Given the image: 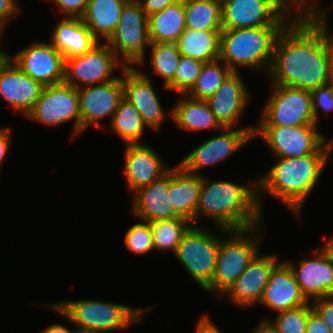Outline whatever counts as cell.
<instances>
[{"label": "cell", "mask_w": 333, "mask_h": 333, "mask_svg": "<svg viewBox=\"0 0 333 333\" xmlns=\"http://www.w3.org/2000/svg\"><path fill=\"white\" fill-rule=\"evenodd\" d=\"M150 64L153 67L150 75H159L163 79V88L174 79L181 57L176 43H150Z\"/></svg>", "instance_id": "obj_35"}, {"label": "cell", "mask_w": 333, "mask_h": 333, "mask_svg": "<svg viewBox=\"0 0 333 333\" xmlns=\"http://www.w3.org/2000/svg\"><path fill=\"white\" fill-rule=\"evenodd\" d=\"M26 118L49 127L73 121L71 139L81 135V113L77 89L65 82L44 86L40 97Z\"/></svg>", "instance_id": "obj_13"}, {"label": "cell", "mask_w": 333, "mask_h": 333, "mask_svg": "<svg viewBox=\"0 0 333 333\" xmlns=\"http://www.w3.org/2000/svg\"><path fill=\"white\" fill-rule=\"evenodd\" d=\"M222 30L187 29L176 41L182 56L199 60L203 63L219 59L220 33Z\"/></svg>", "instance_id": "obj_30"}, {"label": "cell", "mask_w": 333, "mask_h": 333, "mask_svg": "<svg viewBox=\"0 0 333 333\" xmlns=\"http://www.w3.org/2000/svg\"><path fill=\"white\" fill-rule=\"evenodd\" d=\"M310 92L315 123L319 125L318 121L320 120L318 116L322 114L328 117L329 113L333 111V82L317 87Z\"/></svg>", "instance_id": "obj_39"}, {"label": "cell", "mask_w": 333, "mask_h": 333, "mask_svg": "<svg viewBox=\"0 0 333 333\" xmlns=\"http://www.w3.org/2000/svg\"><path fill=\"white\" fill-rule=\"evenodd\" d=\"M78 333H101V332H78Z\"/></svg>", "instance_id": "obj_56"}, {"label": "cell", "mask_w": 333, "mask_h": 333, "mask_svg": "<svg viewBox=\"0 0 333 333\" xmlns=\"http://www.w3.org/2000/svg\"><path fill=\"white\" fill-rule=\"evenodd\" d=\"M49 1V0H48ZM56 4L63 17L81 18L86 11L89 0H51Z\"/></svg>", "instance_id": "obj_41"}, {"label": "cell", "mask_w": 333, "mask_h": 333, "mask_svg": "<svg viewBox=\"0 0 333 333\" xmlns=\"http://www.w3.org/2000/svg\"><path fill=\"white\" fill-rule=\"evenodd\" d=\"M260 252L254 256L222 298L226 296L230 303L244 309H249L260 302L270 274L279 263L277 254L261 255Z\"/></svg>", "instance_id": "obj_19"}, {"label": "cell", "mask_w": 333, "mask_h": 333, "mask_svg": "<svg viewBox=\"0 0 333 333\" xmlns=\"http://www.w3.org/2000/svg\"><path fill=\"white\" fill-rule=\"evenodd\" d=\"M210 319L209 315L201 316L196 324L195 333H222Z\"/></svg>", "instance_id": "obj_47"}, {"label": "cell", "mask_w": 333, "mask_h": 333, "mask_svg": "<svg viewBox=\"0 0 333 333\" xmlns=\"http://www.w3.org/2000/svg\"><path fill=\"white\" fill-rule=\"evenodd\" d=\"M310 302L297 308L277 313L271 319H262L260 323L267 326L273 333H306L309 314L312 312Z\"/></svg>", "instance_id": "obj_36"}, {"label": "cell", "mask_w": 333, "mask_h": 333, "mask_svg": "<svg viewBox=\"0 0 333 333\" xmlns=\"http://www.w3.org/2000/svg\"><path fill=\"white\" fill-rule=\"evenodd\" d=\"M138 220L140 222L133 224L127 230L124 244L129 251L140 255L154 250V245L150 222L142 219Z\"/></svg>", "instance_id": "obj_38"}, {"label": "cell", "mask_w": 333, "mask_h": 333, "mask_svg": "<svg viewBox=\"0 0 333 333\" xmlns=\"http://www.w3.org/2000/svg\"><path fill=\"white\" fill-rule=\"evenodd\" d=\"M277 159L266 173L257 177L259 207L262 211L263 196L267 193L300 216L308 196L318 185L330 154Z\"/></svg>", "instance_id": "obj_3"}, {"label": "cell", "mask_w": 333, "mask_h": 333, "mask_svg": "<svg viewBox=\"0 0 333 333\" xmlns=\"http://www.w3.org/2000/svg\"><path fill=\"white\" fill-rule=\"evenodd\" d=\"M121 73L123 97L136 107L148 128L160 130L166 113L152 85L151 77H147L136 67H126Z\"/></svg>", "instance_id": "obj_18"}, {"label": "cell", "mask_w": 333, "mask_h": 333, "mask_svg": "<svg viewBox=\"0 0 333 333\" xmlns=\"http://www.w3.org/2000/svg\"><path fill=\"white\" fill-rule=\"evenodd\" d=\"M202 175V186L196 211L199 217L209 218L218 233L248 229L263 222V211L258 204L257 178L247 185L232 181H209Z\"/></svg>", "instance_id": "obj_2"}, {"label": "cell", "mask_w": 333, "mask_h": 333, "mask_svg": "<svg viewBox=\"0 0 333 333\" xmlns=\"http://www.w3.org/2000/svg\"><path fill=\"white\" fill-rule=\"evenodd\" d=\"M251 333H273L267 326L259 323Z\"/></svg>", "instance_id": "obj_52"}, {"label": "cell", "mask_w": 333, "mask_h": 333, "mask_svg": "<svg viewBox=\"0 0 333 333\" xmlns=\"http://www.w3.org/2000/svg\"><path fill=\"white\" fill-rule=\"evenodd\" d=\"M9 58L43 86L64 82V56L50 42L35 41Z\"/></svg>", "instance_id": "obj_15"}, {"label": "cell", "mask_w": 333, "mask_h": 333, "mask_svg": "<svg viewBox=\"0 0 333 333\" xmlns=\"http://www.w3.org/2000/svg\"><path fill=\"white\" fill-rule=\"evenodd\" d=\"M311 255L310 259H299L298 264L285 260L309 302L333 295V258L322 245L313 249Z\"/></svg>", "instance_id": "obj_17"}, {"label": "cell", "mask_w": 333, "mask_h": 333, "mask_svg": "<svg viewBox=\"0 0 333 333\" xmlns=\"http://www.w3.org/2000/svg\"><path fill=\"white\" fill-rule=\"evenodd\" d=\"M253 136L254 139L260 136L276 158H300L333 151V138L328 140L318 131V125L255 127Z\"/></svg>", "instance_id": "obj_7"}, {"label": "cell", "mask_w": 333, "mask_h": 333, "mask_svg": "<svg viewBox=\"0 0 333 333\" xmlns=\"http://www.w3.org/2000/svg\"><path fill=\"white\" fill-rule=\"evenodd\" d=\"M154 249L171 251L175 255L183 236L193 223L181 218H171L150 222Z\"/></svg>", "instance_id": "obj_33"}, {"label": "cell", "mask_w": 333, "mask_h": 333, "mask_svg": "<svg viewBox=\"0 0 333 333\" xmlns=\"http://www.w3.org/2000/svg\"><path fill=\"white\" fill-rule=\"evenodd\" d=\"M328 239V240H327ZM326 239V242L322 245L333 258V234Z\"/></svg>", "instance_id": "obj_51"}, {"label": "cell", "mask_w": 333, "mask_h": 333, "mask_svg": "<svg viewBox=\"0 0 333 333\" xmlns=\"http://www.w3.org/2000/svg\"><path fill=\"white\" fill-rule=\"evenodd\" d=\"M2 38H0V43ZM9 54L6 53L5 50H2V48L0 47V66L8 59Z\"/></svg>", "instance_id": "obj_53"}, {"label": "cell", "mask_w": 333, "mask_h": 333, "mask_svg": "<svg viewBox=\"0 0 333 333\" xmlns=\"http://www.w3.org/2000/svg\"><path fill=\"white\" fill-rule=\"evenodd\" d=\"M122 0H89L81 19L93 36L106 42L113 34L123 11Z\"/></svg>", "instance_id": "obj_28"}, {"label": "cell", "mask_w": 333, "mask_h": 333, "mask_svg": "<svg viewBox=\"0 0 333 333\" xmlns=\"http://www.w3.org/2000/svg\"><path fill=\"white\" fill-rule=\"evenodd\" d=\"M42 333H78L77 329L69 330L65 325L59 323H54L42 330Z\"/></svg>", "instance_id": "obj_50"}, {"label": "cell", "mask_w": 333, "mask_h": 333, "mask_svg": "<svg viewBox=\"0 0 333 333\" xmlns=\"http://www.w3.org/2000/svg\"><path fill=\"white\" fill-rule=\"evenodd\" d=\"M232 72L220 59L204 63L200 76L187 95L193 99L207 100Z\"/></svg>", "instance_id": "obj_34"}, {"label": "cell", "mask_w": 333, "mask_h": 333, "mask_svg": "<svg viewBox=\"0 0 333 333\" xmlns=\"http://www.w3.org/2000/svg\"><path fill=\"white\" fill-rule=\"evenodd\" d=\"M254 130L255 125H246L240 128L223 127L222 133L199 144L185 155L177 165L186 172L200 176L202 175V173L200 174L201 170L216 166L245 147L250 140L254 139Z\"/></svg>", "instance_id": "obj_14"}, {"label": "cell", "mask_w": 333, "mask_h": 333, "mask_svg": "<svg viewBox=\"0 0 333 333\" xmlns=\"http://www.w3.org/2000/svg\"><path fill=\"white\" fill-rule=\"evenodd\" d=\"M297 14L283 0L221 1L222 29L286 26Z\"/></svg>", "instance_id": "obj_8"}, {"label": "cell", "mask_w": 333, "mask_h": 333, "mask_svg": "<svg viewBox=\"0 0 333 333\" xmlns=\"http://www.w3.org/2000/svg\"><path fill=\"white\" fill-rule=\"evenodd\" d=\"M148 29L152 43H176L186 30L185 0L149 15Z\"/></svg>", "instance_id": "obj_29"}, {"label": "cell", "mask_w": 333, "mask_h": 333, "mask_svg": "<svg viewBox=\"0 0 333 333\" xmlns=\"http://www.w3.org/2000/svg\"><path fill=\"white\" fill-rule=\"evenodd\" d=\"M126 4H139L141 0H122Z\"/></svg>", "instance_id": "obj_54"}, {"label": "cell", "mask_w": 333, "mask_h": 333, "mask_svg": "<svg viewBox=\"0 0 333 333\" xmlns=\"http://www.w3.org/2000/svg\"><path fill=\"white\" fill-rule=\"evenodd\" d=\"M308 303L289 264L279 262L270 274L259 304L280 313Z\"/></svg>", "instance_id": "obj_23"}, {"label": "cell", "mask_w": 333, "mask_h": 333, "mask_svg": "<svg viewBox=\"0 0 333 333\" xmlns=\"http://www.w3.org/2000/svg\"><path fill=\"white\" fill-rule=\"evenodd\" d=\"M109 124L111 131L124 144L144 143L141 142L144 130L149 129L136 107L124 97L119 102Z\"/></svg>", "instance_id": "obj_31"}, {"label": "cell", "mask_w": 333, "mask_h": 333, "mask_svg": "<svg viewBox=\"0 0 333 333\" xmlns=\"http://www.w3.org/2000/svg\"><path fill=\"white\" fill-rule=\"evenodd\" d=\"M12 138L10 127H0V168L11 148Z\"/></svg>", "instance_id": "obj_46"}, {"label": "cell", "mask_w": 333, "mask_h": 333, "mask_svg": "<svg viewBox=\"0 0 333 333\" xmlns=\"http://www.w3.org/2000/svg\"><path fill=\"white\" fill-rule=\"evenodd\" d=\"M202 186V175L184 171L179 165L169 170L168 200L174 213L196 226V211Z\"/></svg>", "instance_id": "obj_24"}, {"label": "cell", "mask_w": 333, "mask_h": 333, "mask_svg": "<svg viewBox=\"0 0 333 333\" xmlns=\"http://www.w3.org/2000/svg\"><path fill=\"white\" fill-rule=\"evenodd\" d=\"M169 171L148 186L134 192L132 214L148 222L178 217L168 200Z\"/></svg>", "instance_id": "obj_25"}, {"label": "cell", "mask_w": 333, "mask_h": 333, "mask_svg": "<svg viewBox=\"0 0 333 333\" xmlns=\"http://www.w3.org/2000/svg\"><path fill=\"white\" fill-rule=\"evenodd\" d=\"M312 310L327 324L333 333V295L314 299L310 302Z\"/></svg>", "instance_id": "obj_40"}, {"label": "cell", "mask_w": 333, "mask_h": 333, "mask_svg": "<svg viewBox=\"0 0 333 333\" xmlns=\"http://www.w3.org/2000/svg\"><path fill=\"white\" fill-rule=\"evenodd\" d=\"M18 0H0V28L4 31L9 21L21 13Z\"/></svg>", "instance_id": "obj_42"}, {"label": "cell", "mask_w": 333, "mask_h": 333, "mask_svg": "<svg viewBox=\"0 0 333 333\" xmlns=\"http://www.w3.org/2000/svg\"><path fill=\"white\" fill-rule=\"evenodd\" d=\"M3 33H4V31L0 28V38H1V37H4V36H3Z\"/></svg>", "instance_id": "obj_55"}, {"label": "cell", "mask_w": 333, "mask_h": 333, "mask_svg": "<svg viewBox=\"0 0 333 333\" xmlns=\"http://www.w3.org/2000/svg\"><path fill=\"white\" fill-rule=\"evenodd\" d=\"M52 32L50 43L64 59L88 52L99 42L81 18L63 17Z\"/></svg>", "instance_id": "obj_26"}, {"label": "cell", "mask_w": 333, "mask_h": 333, "mask_svg": "<svg viewBox=\"0 0 333 333\" xmlns=\"http://www.w3.org/2000/svg\"><path fill=\"white\" fill-rule=\"evenodd\" d=\"M182 0H141L140 5L144 13L149 16L163 10L165 7L178 3Z\"/></svg>", "instance_id": "obj_44"}, {"label": "cell", "mask_w": 333, "mask_h": 333, "mask_svg": "<svg viewBox=\"0 0 333 333\" xmlns=\"http://www.w3.org/2000/svg\"><path fill=\"white\" fill-rule=\"evenodd\" d=\"M204 63L186 56L180 57L174 79L166 86V90L187 94L195 85L201 74Z\"/></svg>", "instance_id": "obj_37"}, {"label": "cell", "mask_w": 333, "mask_h": 333, "mask_svg": "<svg viewBox=\"0 0 333 333\" xmlns=\"http://www.w3.org/2000/svg\"><path fill=\"white\" fill-rule=\"evenodd\" d=\"M306 333H330L327 324L314 312L309 314Z\"/></svg>", "instance_id": "obj_45"}, {"label": "cell", "mask_w": 333, "mask_h": 333, "mask_svg": "<svg viewBox=\"0 0 333 333\" xmlns=\"http://www.w3.org/2000/svg\"><path fill=\"white\" fill-rule=\"evenodd\" d=\"M320 5L313 4V7L306 13L316 24L317 26L323 31L327 33H333L329 29V23H328V16L331 11V5L330 7L321 8ZM333 8V5H332Z\"/></svg>", "instance_id": "obj_43"}, {"label": "cell", "mask_w": 333, "mask_h": 333, "mask_svg": "<svg viewBox=\"0 0 333 333\" xmlns=\"http://www.w3.org/2000/svg\"><path fill=\"white\" fill-rule=\"evenodd\" d=\"M169 112L173 122L183 130L196 132L222 130V125L210 110L206 100H198L181 94Z\"/></svg>", "instance_id": "obj_27"}, {"label": "cell", "mask_w": 333, "mask_h": 333, "mask_svg": "<svg viewBox=\"0 0 333 333\" xmlns=\"http://www.w3.org/2000/svg\"><path fill=\"white\" fill-rule=\"evenodd\" d=\"M43 85L24 73L9 57L0 66V96L15 113L26 115L32 110Z\"/></svg>", "instance_id": "obj_21"}, {"label": "cell", "mask_w": 333, "mask_h": 333, "mask_svg": "<svg viewBox=\"0 0 333 333\" xmlns=\"http://www.w3.org/2000/svg\"><path fill=\"white\" fill-rule=\"evenodd\" d=\"M218 236L208 227L193 225L183 236L174 255L202 290L213 279L220 245Z\"/></svg>", "instance_id": "obj_11"}, {"label": "cell", "mask_w": 333, "mask_h": 333, "mask_svg": "<svg viewBox=\"0 0 333 333\" xmlns=\"http://www.w3.org/2000/svg\"><path fill=\"white\" fill-rule=\"evenodd\" d=\"M262 227L263 223L248 229L227 230L229 237L220 236L213 279L203 291L220 298L229 290L260 251Z\"/></svg>", "instance_id": "obj_6"}, {"label": "cell", "mask_w": 333, "mask_h": 333, "mask_svg": "<svg viewBox=\"0 0 333 333\" xmlns=\"http://www.w3.org/2000/svg\"><path fill=\"white\" fill-rule=\"evenodd\" d=\"M325 45L328 54L330 76L333 82V33L325 32Z\"/></svg>", "instance_id": "obj_49"}, {"label": "cell", "mask_w": 333, "mask_h": 333, "mask_svg": "<svg viewBox=\"0 0 333 333\" xmlns=\"http://www.w3.org/2000/svg\"><path fill=\"white\" fill-rule=\"evenodd\" d=\"M161 158L147 143L125 144L124 171L128 191L133 194L161 178L172 168Z\"/></svg>", "instance_id": "obj_20"}, {"label": "cell", "mask_w": 333, "mask_h": 333, "mask_svg": "<svg viewBox=\"0 0 333 333\" xmlns=\"http://www.w3.org/2000/svg\"><path fill=\"white\" fill-rule=\"evenodd\" d=\"M285 26L222 29L219 59L233 72L238 67L268 74L276 40Z\"/></svg>", "instance_id": "obj_5"}, {"label": "cell", "mask_w": 333, "mask_h": 333, "mask_svg": "<svg viewBox=\"0 0 333 333\" xmlns=\"http://www.w3.org/2000/svg\"><path fill=\"white\" fill-rule=\"evenodd\" d=\"M127 67H144L145 50L150 46L148 16L140 4H126L120 20L106 41Z\"/></svg>", "instance_id": "obj_10"}, {"label": "cell", "mask_w": 333, "mask_h": 333, "mask_svg": "<svg viewBox=\"0 0 333 333\" xmlns=\"http://www.w3.org/2000/svg\"><path fill=\"white\" fill-rule=\"evenodd\" d=\"M270 84L313 90L332 82L325 32L305 13L281 31L268 72Z\"/></svg>", "instance_id": "obj_1"}, {"label": "cell", "mask_w": 333, "mask_h": 333, "mask_svg": "<svg viewBox=\"0 0 333 333\" xmlns=\"http://www.w3.org/2000/svg\"><path fill=\"white\" fill-rule=\"evenodd\" d=\"M270 85L271 94L255 127L316 125L309 90Z\"/></svg>", "instance_id": "obj_9"}, {"label": "cell", "mask_w": 333, "mask_h": 333, "mask_svg": "<svg viewBox=\"0 0 333 333\" xmlns=\"http://www.w3.org/2000/svg\"><path fill=\"white\" fill-rule=\"evenodd\" d=\"M126 67L107 42H98L88 52L65 59L64 82L76 89L104 84L118 77L115 70Z\"/></svg>", "instance_id": "obj_12"}, {"label": "cell", "mask_w": 333, "mask_h": 333, "mask_svg": "<svg viewBox=\"0 0 333 333\" xmlns=\"http://www.w3.org/2000/svg\"><path fill=\"white\" fill-rule=\"evenodd\" d=\"M122 75L99 85L77 89L81 113V134L90 126L104 129L101 120L108 117L111 121L119 102L123 98Z\"/></svg>", "instance_id": "obj_16"}, {"label": "cell", "mask_w": 333, "mask_h": 333, "mask_svg": "<svg viewBox=\"0 0 333 333\" xmlns=\"http://www.w3.org/2000/svg\"><path fill=\"white\" fill-rule=\"evenodd\" d=\"M250 98L240 72H232L206 102L222 127L235 128L245 113Z\"/></svg>", "instance_id": "obj_22"}, {"label": "cell", "mask_w": 333, "mask_h": 333, "mask_svg": "<svg viewBox=\"0 0 333 333\" xmlns=\"http://www.w3.org/2000/svg\"><path fill=\"white\" fill-rule=\"evenodd\" d=\"M74 324L78 332H116L143 321L150 307H131L94 299L66 300L44 304Z\"/></svg>", "instance_id": "obj_4"}, {"label": "cell", "mask_w": 333, "mask_h": 333, "mask_svg": "<svg viewBox=\"0 0 333 333\" xmlns=\"http://www.w3.org/2000/svg\"><path fill=\"white\" fill-rule=\"evenodd\" d=\"M186 28L222 30L220 0H185Z\"/></svg>", "instance_id": "obj_32"}, {"label": "cell", "mask_w": 333, "mask_h": 333, "mask_svg": "<svg viewBox=\"0 0 333 333\" xmlns=\"http://www.w3.org/2000/svg\"><path fill=\"white\" fill-rule=\"evenodd\" d=\"M286 4H288L292 9H294L297 13H307L312 7L313 2L315 0H283ZM312 2V3H311Z\"/></svg>", "instance_id": "obj_48"}]
</instances>
